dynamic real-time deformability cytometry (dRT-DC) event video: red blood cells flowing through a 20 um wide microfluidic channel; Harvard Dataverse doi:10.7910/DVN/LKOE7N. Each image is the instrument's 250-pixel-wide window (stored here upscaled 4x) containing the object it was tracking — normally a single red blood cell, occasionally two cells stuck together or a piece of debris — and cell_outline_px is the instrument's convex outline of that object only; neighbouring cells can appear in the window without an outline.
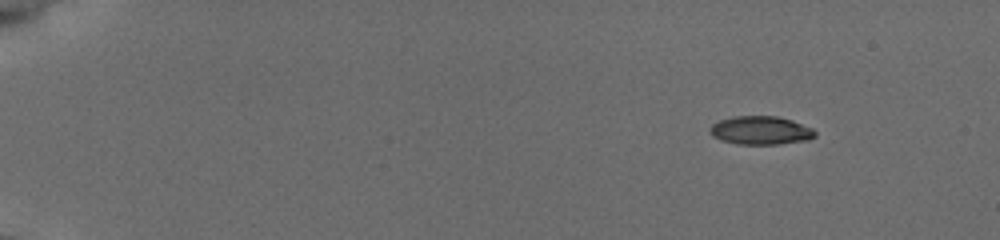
{"species": "common noctule bat (a hibernating species)", "species_latin": "Nyctalus noctula", "temperature_condition": "cold", "stored_images_in_passage": 50, "camera_frame_rate_fps": 3000, "um_per_image_px": 0.085, "animal": {"sex": "female", "body_mass_g": 19.5, "forearm_length_mm": 54.1}, "frame": {"image": 1, "passage_image": 1, "time_ms": 0.0, "image_size_px": [1000, 240], "cell_outline_px": [[816, 136], [808, 140], [776, 144], [736, 144], [720, 140], [712, 136], [708, 132], [708, 128], [712, 124], [720, 120], [732, 116], [776, 116], [792, 120], [812, 128], [816, 132]], "centroid_in_image_um": [64.62, 11.08], "position_along_channel_um": 20.4, "area_um2": 17.57}}
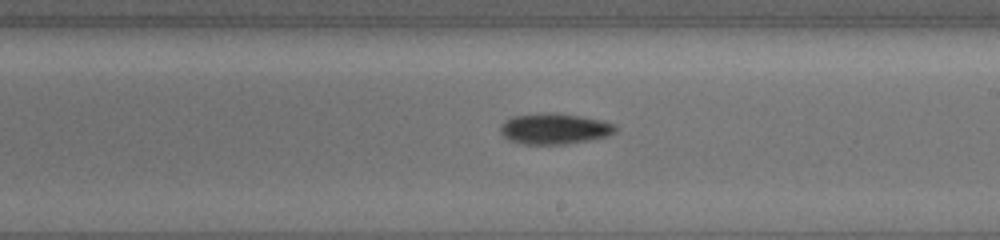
{"frame": {"image": 2, "passage_image": 29, "time_ms": 9.333, "image_size_px": [1000, 240], "cell_outline_px": [[616, 132], [608, 136], [564, 144], [524, 144], [508, 140], [500, 132], [500, 124], [504, 120], [512, 116], [540, 112], [560, 112], [604, 120], [616, 124]], "centroid_in_image_um": [47.12, 10.91], "position_along_channel_um": 241.9, "area_um2": 21.1}}
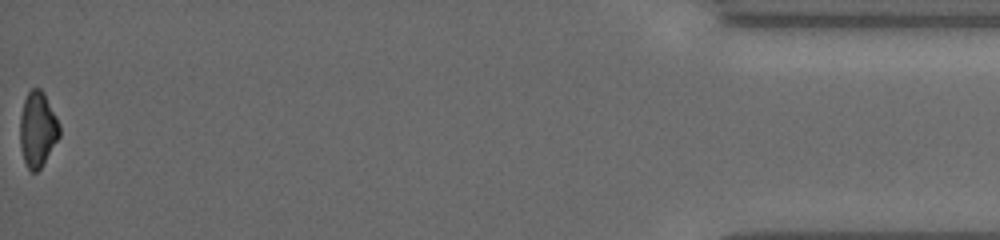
{"frame": {"image": 3, "passage_image": 50, "time_ms": 16.333, "image_size_px": [1000, 240], "cell_outline_px": [[60, 136], [40, 168], [36, 172], [32, 172], [28, 168], [24, 160], [20, 148], [20, 116], [24, 100], [28, 92], [32, 88], [40, 88], [44, 92], [60, 124]], "centroid_in_image_um": [3.2, 10.97], "position_along_channel_um": 432.0, "area_um2": 17.28}, "authors_computed_cell_mechanics": {"area_um2": 18.6694, "velocity_mm_per_s": 3.8477, "shape_relaxation_time_tau1_ms": 3.9272, "shape_relaxation_time_tau2_ms": null, "deformation_change_tau1": 0.1107, "deformation_change_tau2": null}}